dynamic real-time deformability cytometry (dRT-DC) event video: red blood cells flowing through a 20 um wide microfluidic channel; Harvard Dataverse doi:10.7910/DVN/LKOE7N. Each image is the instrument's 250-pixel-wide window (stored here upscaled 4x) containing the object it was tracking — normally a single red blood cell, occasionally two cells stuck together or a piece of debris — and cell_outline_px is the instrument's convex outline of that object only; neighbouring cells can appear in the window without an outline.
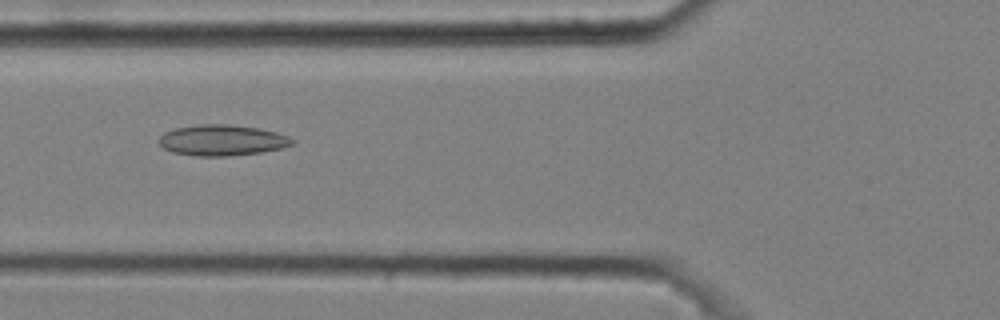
{"species": "common noctule bat (a hibernating species)", "species_latin": "Nyctalus noctula", "temperature_condition": "cold", "stored_images_in_passage": 49, "camera_frame_rate_fps": 3000, "um_per_image_px": 0.085, "animal": {"sex": "male", "body_mass_g": 20.4}, "frame": {"image": 1, "passage_image": 20, "time_ms": 6.333, "image_size_px": [1000, 320], "cell_outline_px": [[296, 140], [292, 144], [280, 148], [260, 152], [228, 156], [196, 156], [172, 152], [164, 148], [160, 144], [160, 136], [164, 132], [176, 128], [200, 124], [228, 124], [260, 128], [276, 132], [288, 136]], "centroid_in_image_um": [18.88, 11.91], "position_along_channel_um": 106.9, "area_um2": 23.87}}
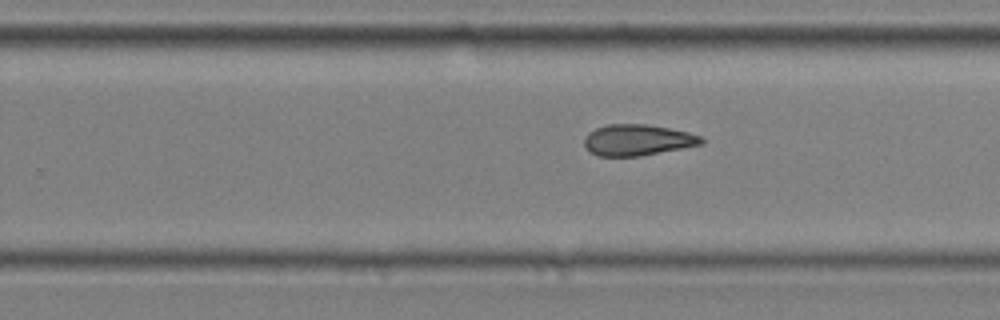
{"frame": {"image": 2, "passage_image": 34, "time_ms": 11.0, "image_size_px": [1000, 320], "cell_outline_px": [[704, 144], [640, 156], [596, 156], [588, 152], [584, 144], [584, 140], [588, 132], [596, 128], [608, 124], [648, 124], [688, 132], [700, 136], [704, 140]], "centroid_in_image_um": [54.17, 11.9], "position_along_channel_um": 275.6, "area_um2": 21.33}}
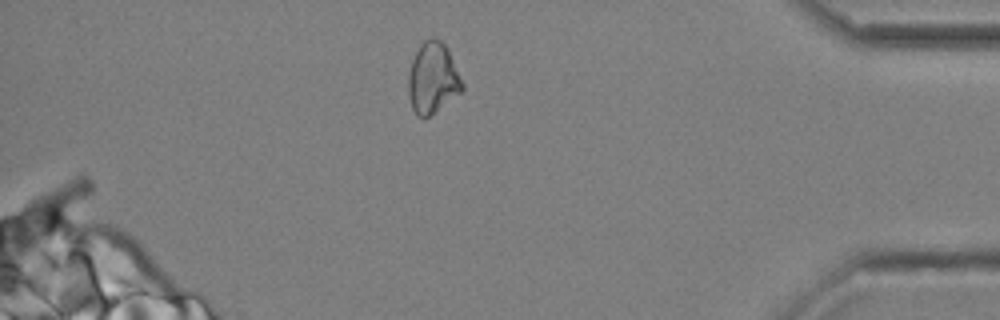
{"frame": {"image": 3, "passage_image": 47, "time_ms": 15.333, "image_size_px": [1000, 320], "cell_outline_px": [[464, 88], [460, 92], [424, 120], [412, 108], [408, 92], [408, 72], [412, 60], [420, 44], [428, 36], [432, 36], [440, 40], [448, 48], [464, 84]], "centroid_in_image_um": [36.77, 6.6], "position_along_channel_um": 398.4, "area_um2": 22.31}, "authors_computed_cell_mechanics": {"area_um2": 22.3108, "velocity_mm_per_s": 3.6192, "shape_relaxation_time_tau1_ms": null, "shape_relaxation_time_tau2_ms": 7.7027, "deformation_change_tau1": null, "deformation_change_tau2": 0.1589}}